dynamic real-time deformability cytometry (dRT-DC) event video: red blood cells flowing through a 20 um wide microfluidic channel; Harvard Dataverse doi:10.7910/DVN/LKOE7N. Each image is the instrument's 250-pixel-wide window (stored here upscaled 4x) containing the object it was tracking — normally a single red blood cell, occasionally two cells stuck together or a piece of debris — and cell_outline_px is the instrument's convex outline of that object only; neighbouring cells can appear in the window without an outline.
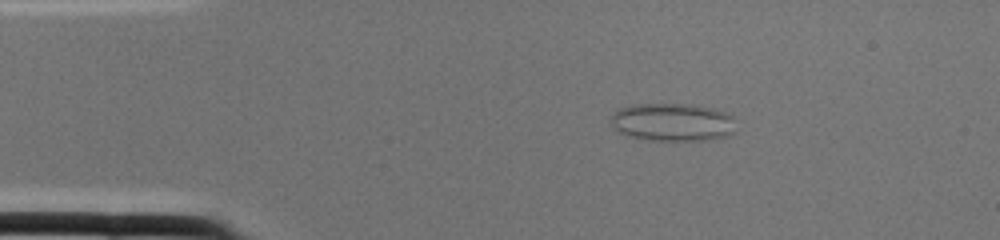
{"species": "common noctule bat (a hibernating species)", "species_latin": "Nyctalus noctula", "temperature_condition": "cold", "stored_images_in_passage": 1, "camera_frame_rate_fps": 3000, "um_per_image_px": 0.085, "animal": {"sex": "female", "body_mass_g": 22.0, "forearm_length_mm": 56.7}, "frame": {"image": 1, "passage_image": 1, "time_ms": 0.0, "image_size_px": [1000, 240], "cell_outline_px": [[736, 132], [728, 136], [712, 140], [644, 140], [628, 136], [612, 128], [612, 112], [620, 108], [632, 104], [692, 104], [712, 108], [728, 112], [732, 116]], "centroid_in_image_um": [57.19, 10.39], "position_along_channel_um": 27.8, "area_um2": 28.15}}